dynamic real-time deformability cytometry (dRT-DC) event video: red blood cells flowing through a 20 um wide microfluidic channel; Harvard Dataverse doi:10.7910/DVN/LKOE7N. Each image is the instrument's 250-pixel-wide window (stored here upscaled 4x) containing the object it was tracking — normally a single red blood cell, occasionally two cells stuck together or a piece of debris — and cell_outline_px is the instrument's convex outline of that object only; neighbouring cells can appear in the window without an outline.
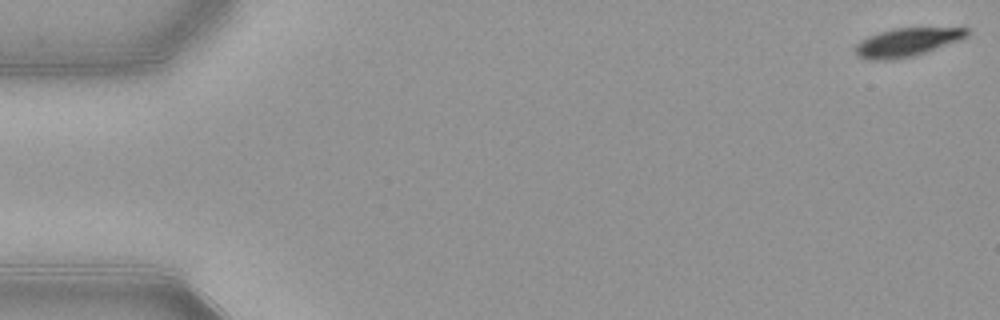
{"species": "common noctule bat (a hibernating species)", "species_latin": "Nyctalus noctula", "temperature_condition": "warm", "stored_images_in_passage": 8, "camera_frame_rate_fps": 3000, "um_per_image_px": 0.085, "animal": {"sex": "female", "body_mass_g": 21.9}, "frame": {"image": 1, "passage_image": 1, "time_ms": 0.0, "image_size_px": [1000, 320], "cell_outline_px": [[968, 36], [924, 52], [912, 56], [892, 60], [864, 60], [856, 52], [856, 44], [860, 40], [868, 36], [892, 28], [968, 28]], "centroid_in_image_um": [77.02, 3.59], "position_along_channel_um": 8.0, "area_um2": 18.09}}